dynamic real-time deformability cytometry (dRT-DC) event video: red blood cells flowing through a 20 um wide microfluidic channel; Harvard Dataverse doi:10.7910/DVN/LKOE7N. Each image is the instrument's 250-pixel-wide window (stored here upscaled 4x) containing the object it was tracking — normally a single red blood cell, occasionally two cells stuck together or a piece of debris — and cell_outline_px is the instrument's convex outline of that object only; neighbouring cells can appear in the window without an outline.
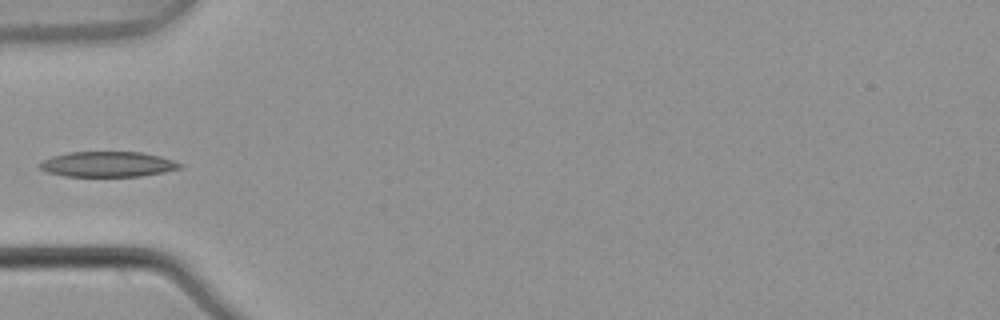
{"species": "common noctule bat (a hibernating species)", "species_latin": "Nyctalus noctula", "temperature_condition": "warm", "stored_images_in_passage": 2, "camera_frame_rate_fps": 3000, "um_per_image_px": 0.085, "animal": {"sex": "male", "body_mass_g": 21.5, "forearm_length_mm": 52.0}, "frame": {"image": 1, "passage_image": 2, "time_ms": 0.333, "image_size_px": [1000, 320], "cell_outline_px": [[184, 168], [164, 172], [140, 176], [64, 176], [48, 172], [40, 168], [36, 164], [52, 156], [68, 152], [140, 152], [160, 156], [184, 164]], "centroid_in_image_um": [9.18, 13.96], "position_along_channel_um": 75.8, "area_um2": 20.75}}